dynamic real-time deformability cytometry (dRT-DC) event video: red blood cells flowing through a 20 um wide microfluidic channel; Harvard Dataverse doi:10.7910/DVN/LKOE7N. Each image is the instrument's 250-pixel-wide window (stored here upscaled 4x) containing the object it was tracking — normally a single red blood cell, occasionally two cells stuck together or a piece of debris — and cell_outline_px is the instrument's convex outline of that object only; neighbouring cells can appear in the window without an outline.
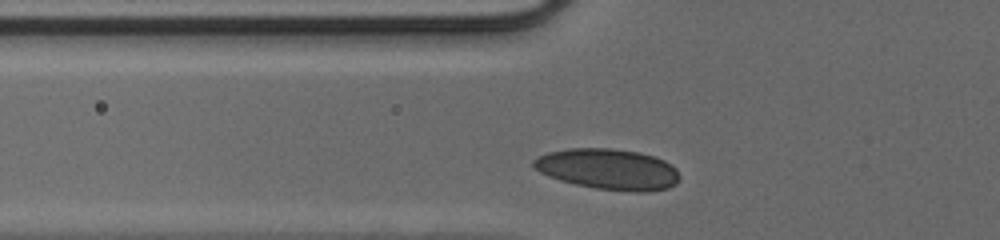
{"species": "human", "species_latin": "Homo sapiens", "temperature_condition": "cold", "stored_images_in_passage": 25, "camera_frame_rate_fps": 3000, "um_per_image_px": 0.085, "donor": {"sex": "male"}, "frame": {"image": 1, "passage_image": 2, "time_ms": 0.333, "image_size_px": [1000, 240], "cell_outline_px": [[680, 180], [676, 184], [668, 188], [648, 192], [632, 192], [596, 188], [576, 184], [560, 180], [548, 176], [540, 172], [532, 164], [532, 160], [536, 156], [548, 152], [568, 148], [612, 148], [640, 152], [656, 156], [664, 160], [676, 168], [680, 176]], "centroid_in_image_um": [51.72, 14.37], "position_along_channel_um": 74.1, "area_um2": 35.08}}
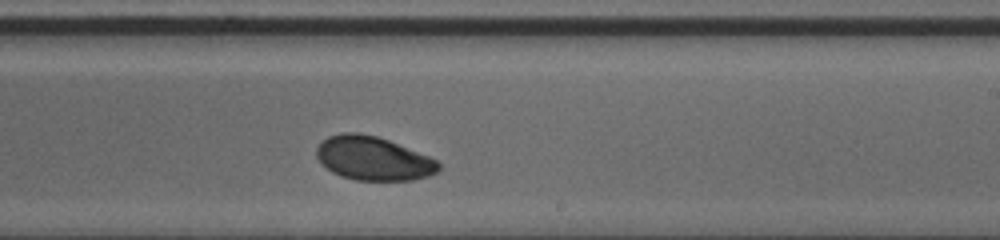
{"frame": {"image": 2, "passage_image": 15, "time_ms": 4.667, "image_size_px": [1000, 240], "cell_outline_px": [[440, 168], [436, 172], [428, 176], [412, 180], [356, 180], [340, 176], [332, 172], [316, 156], [316, 148], [328, 136], [340, 132], [356, 132], [376, 136], [388, 140], [428, 156], [436, 160], [440, 164]], "centroid_in_image_um": [31.71, 13.46], "position_along_channel_um": 257.3, "area_um2": 30.87}}
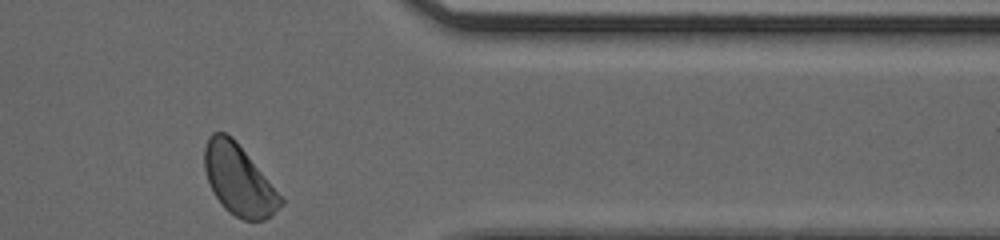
{"frame": {"image": 3, "passage_image": 25, "time_ms": 8.0, "image_size_px": [1000, 240], "cell_outline_px": [[284, 204], [264, 220], [244, 220], [236, 216], [224, 208], [212, 192], [204, 168], [204, 148], [208, 136], [212, 132], [224, 132], [232, 136], [236, 140], [284, 200]], "centroid_in_image_um": [20.26, 15.27], "position_along_channel_um": 391.1, "area_um2": 31.04}}